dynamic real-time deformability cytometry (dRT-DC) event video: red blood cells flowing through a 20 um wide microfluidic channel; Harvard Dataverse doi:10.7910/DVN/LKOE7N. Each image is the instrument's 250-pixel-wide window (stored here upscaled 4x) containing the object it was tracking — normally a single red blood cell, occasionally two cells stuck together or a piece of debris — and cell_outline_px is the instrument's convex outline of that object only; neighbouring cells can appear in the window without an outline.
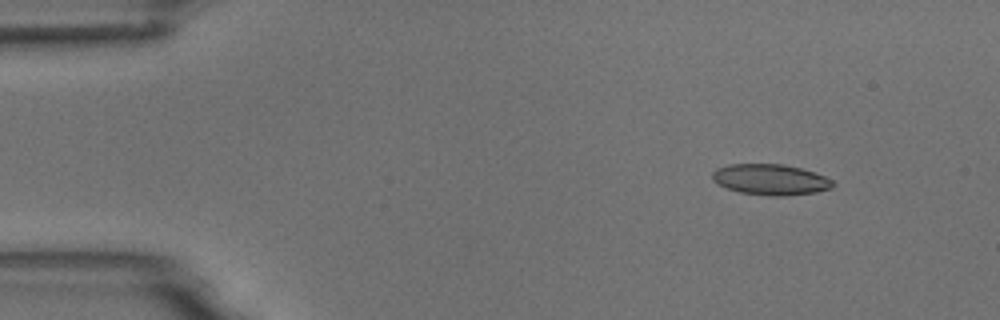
{"species": "common noctule bat (a hibernating species)", "species_latin": "Nyctalus noctula", "temperature_condition": "room temperature", "stored_images_in_passage": 9, "camera_frame_rate_fps": 3000, "um_per_image_px": 0.085, "animal": {"sex": "male", "body_mass_g": 18.8}, "frame": {"image": 1, "passage_image": 1, "time_ms": 0.0, "image_size_px": [1000, 320], "cell_outline_px": [[836, 184], [832, 188], [816, 192], [788, 196], [772, 196], [740, 192], [728, 188], [712, 180], [712, 172], [716, 168], [728, 164], [784, 164], [800, 168], [824, 176], [832, 180]], "centroid_in_image_um": [65.5, 15.26], "position_along_channel_um": 19.5, "area_um2": 21.62}}
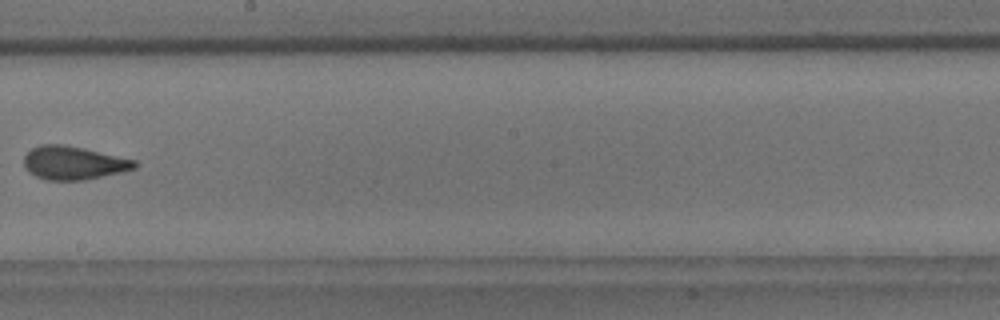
{"frame": {"image": 2, "passage_image": 8, "time_ms": 8.333, "image_size_px": [1000, 320], "cell_outline_px": [[140, 164], [136, 168], [124, 172], [84, 180], [44, 180], [28, 172], [24, 164], [24, 156], [32, 148], [40, 144], [64, 144], [84, 148], [136, 160]], "centroid_in_image_um": [6.28, 13.85], "position_along_channel_um": 241.9, "area_um2": 21.79}}
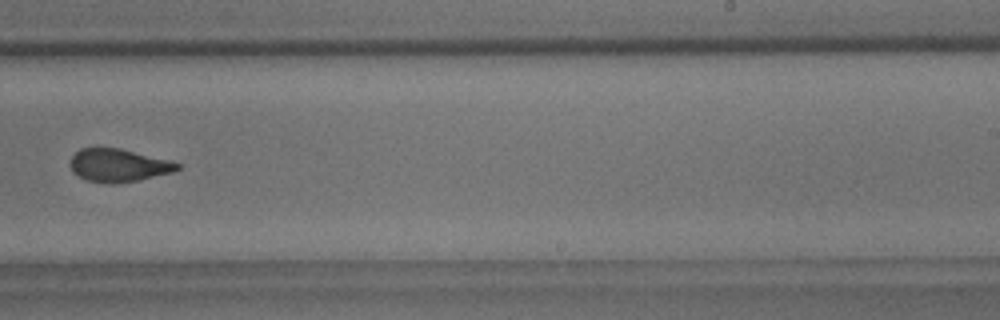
{"frame": {"image": 3, "passage_image": 9, "time_ms": 9.333, "image_size_px": [1000, 320], "cell_outline_px": [[180, 168], [172, 172], [136, 180], [116, 184], [112, 184], [88, 180], [72, 172], [68, 164], [72, 156], [80, 148], [120, 148], [168, 160], [180, 164]], "centroid_in_image_um": [10.02, 14.05], "position_along_channel_um": 279.0, "area_um2": 20.35}}